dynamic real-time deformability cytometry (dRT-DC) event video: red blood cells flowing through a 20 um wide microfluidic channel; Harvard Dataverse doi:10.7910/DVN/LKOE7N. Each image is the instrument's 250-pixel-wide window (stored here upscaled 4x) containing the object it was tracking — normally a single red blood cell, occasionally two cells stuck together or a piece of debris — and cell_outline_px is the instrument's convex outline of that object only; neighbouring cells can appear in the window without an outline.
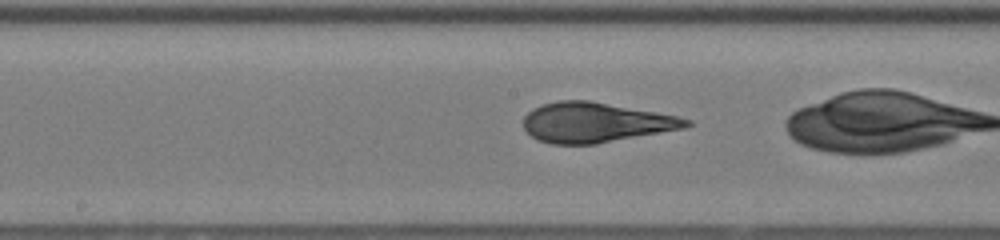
{"species": "human", "species_latin": "Homo sapiens", "temperature_condition": "room temperature", "stored_images_in_passage": 39, "camera_frame_rate_fps": 3000, "um_per_image_px": 0.085, "donor": {"sex": "female"}, "frame": {"image": 1, "passage_image": 25, "time_ms": 8.0, "image_size_px": [1000, 240], "cell_outline_px": [[692, 124], [684, 128], [596, 144], [552, 144], [536, 140], [524, 128], [524, 116], [532, 108], [556, 100], [588, 100], [656, 112], [676, 116], [692, 120]], "centroid_in_image_um": [50.59, 10.41], "position_along_channel_um": 197.6, "area_um2": 37.74}}